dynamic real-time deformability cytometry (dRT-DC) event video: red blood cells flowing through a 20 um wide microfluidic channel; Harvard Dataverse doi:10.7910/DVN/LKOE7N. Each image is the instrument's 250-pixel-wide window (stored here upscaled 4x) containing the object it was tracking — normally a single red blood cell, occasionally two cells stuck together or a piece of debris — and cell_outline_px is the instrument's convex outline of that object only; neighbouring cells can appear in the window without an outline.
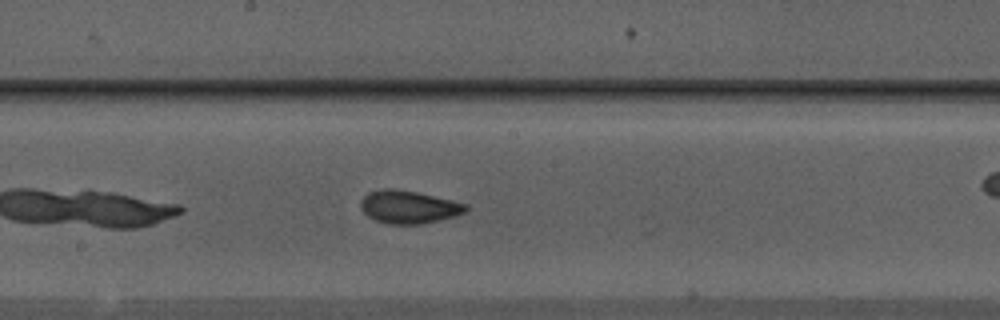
{"species": "Egyptian fruit bat (a non-hibernating species)", "species_latin": "Rousettus aegyptiacus", "temperature_condition": "warm", "stored_images_in_passage": 28, "camera_frame_rate_fps": 3000, "um_per_image_px": 0.085, "animal": {"sex": "male"}, "frame": {"image": 1, "passage_image": 13, "time_ms": 4.0, "image_size_px": [1000, 320], "cell_outline_px": [[468, 208], [464, 212], [456, 216], [420, 224], [388, 224], [376, 220], [368, 216], [360, 208], [360, 200], [368, 192], [380, 188], [392, 188], [416, 192], [452, 200], [468, 204]], "centroid_in_image_um": [34.71, 17.58], "position_along_channel_um": 213.5, "area_um2": 20.17}, "authors_computed_cell_mechanics": {"area_um2": 19.8254, "velocity_mm_per_s": 3.977, "shape_relaxation_time_tau1_ms": 4.354, "shape_relaxation_time_tau2_ms": 1.174, "deformation_change_tau1": 0.1291, "deformation_change_tau2": 0.0674}}